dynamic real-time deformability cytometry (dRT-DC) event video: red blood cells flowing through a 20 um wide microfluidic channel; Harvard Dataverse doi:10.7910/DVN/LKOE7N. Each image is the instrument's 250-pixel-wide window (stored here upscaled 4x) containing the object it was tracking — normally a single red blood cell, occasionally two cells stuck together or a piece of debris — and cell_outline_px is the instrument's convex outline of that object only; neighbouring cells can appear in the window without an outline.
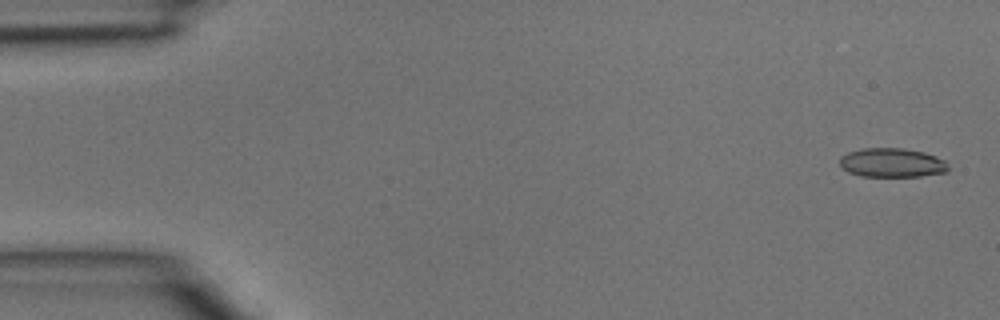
{"species": "common noctule bat (a hibernating species)", "species_latin": "Nyctalus noctula", "temperature_condition": "room temperature", "stored_images_in_passage": 4, "camera_frame_rate_fps": 3000, "um_per_image_px": 0.085, "animal": {"sex": "male", "body_mass_g": 15.6}, "frame": {"image": 1, "passage_image": 1, "time_ms": 0.0, "image_size_px": [1000, 320], "cell_outline_px": [[948, 172], [920, 176], [860, 176], [848, 172], [840, 164], [840, 156], [848, 152], [864, 148], [904, 148], [924, 152], [936, 156], [944, 160], [948, 168]], "centroid_in_image_um": [75.82, 13.83], "position_along_channel_um": 9.2, "area_um2": 18.38}}
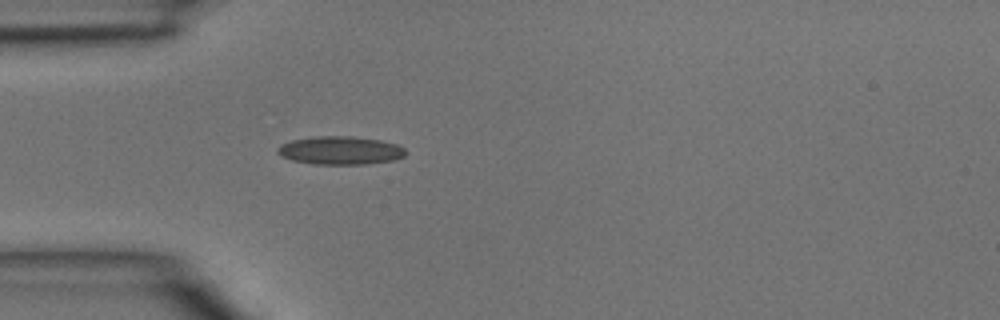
{"frame": {"image": 2, "passage_image": 4, "time_ms": 1.0, "image_size_px": [1000, 320], "cell_outline_px": [[408, 152], [404, 156], [396, 160], [364, 164], [312, 164], [292, 160], [280, 156], [276, 152], [276, 148], [280, 144], [292, 140], [316, 136], [352, 136], [380, 140], [396, 144], [404, 148]], "centroid_in_image_um": [28.91, 12.79], "position_along_channel_um": 56.1, "area_um2": 21.27}}